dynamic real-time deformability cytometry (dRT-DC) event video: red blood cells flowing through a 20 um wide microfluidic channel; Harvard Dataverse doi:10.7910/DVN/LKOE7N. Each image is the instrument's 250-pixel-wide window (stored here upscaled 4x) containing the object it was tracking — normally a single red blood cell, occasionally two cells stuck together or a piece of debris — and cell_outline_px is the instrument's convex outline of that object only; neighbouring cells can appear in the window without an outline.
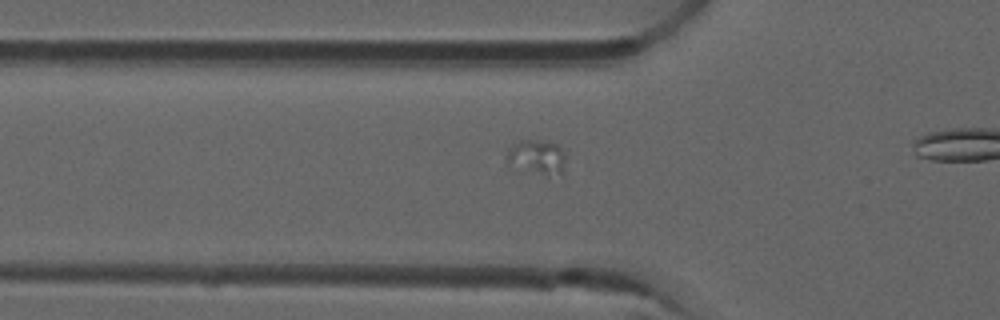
{"species": "common noctule bat (a hibernating species)", "species_latin": "Nyctalus noctula", "temperature_condition": "room temperature", "stored_images_in_passage": 14, "camera_frame_rate_fps": 3000, "um_per_image_px": 0.085, "animal": {"sex": "male", "forearm_length_mm": 52.5}, "frame": {"image": 1, "passage_image": 5, "time_ms": 1.333, "image_size_px": [1000, 320], "cell_outline_px": [[564, 172], [548, 176], [504, 164], [504, 156], [508, 148], [512, 144], [520, 140], [548, 140], [556, 144], [564, 152]], "centroid_in_image_um": [45.56, 13.33], "position_along_channel_um": 80.2, "area_um2": 12.25}}
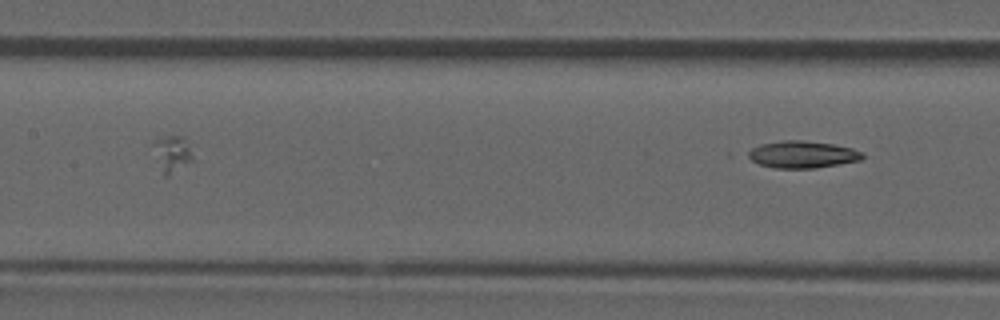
{"frame": {"image": 2, "passage_image": 14, "time_ms": 4.333, "image_size_px": [1000, 320], "cell_outline_px": [[864, 156], [860, 160], [816, 168], [776, 168], [760, 164], [744, 156], [744, 152], [760, 144], [780, 140], [800, 140], [832, 144], [852, 148], [864, 152]], "centroid_in_image_um": [68.15, 13.12], "position_along_channel_um": 139.2, "area_um2": 18.15}}